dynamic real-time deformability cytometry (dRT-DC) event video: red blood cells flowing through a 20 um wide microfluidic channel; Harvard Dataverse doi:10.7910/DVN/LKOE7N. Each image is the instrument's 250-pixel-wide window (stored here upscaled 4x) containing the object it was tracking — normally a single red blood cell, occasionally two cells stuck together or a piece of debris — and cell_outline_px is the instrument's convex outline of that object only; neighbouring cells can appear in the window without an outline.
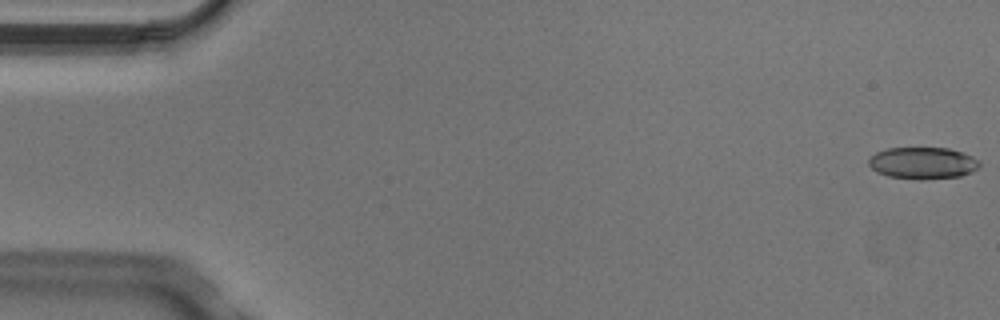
{"species": "Egyptian fruit bat (a non-hibernating species)", "species_latin": "Rousettus aegyptiacus", "temperature_condition": "cold", "stored_images_in_passage": 5, "camera_frame_rate_fps": 3000, "um_per_image_px": 0.085, "animal": {"sex": "male"}, "frame": {"image": 1, "passage_image": 1, "time_ms": 0.0, "image_size_px": [1000, 320], "cell_outline_px": [[980, 168], [972, 172], [960, 176], [920, 180], [888, 176], [876, 172], [868, 164], [868, 160], [876, 152], [888, 148], [948, 148], [972, 156], [980, 160]], "centroid_in_image_um": [78.45, 13.86], "position_along_channel_um": 6.5, "area_um2": 20.63}}
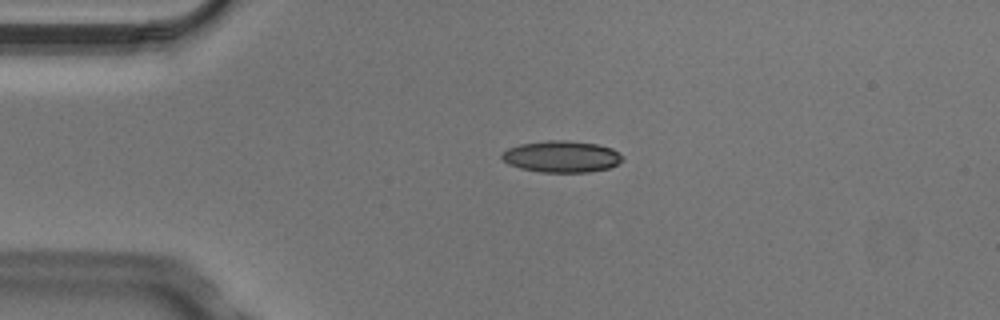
{"frame": {"image": 2, "passage_image": 4, "time_ms": 1.0, "image_size_px": [1000, 320], "cell_outline_px": [[624, 156], [616, 164], [608, 168], [588, 172], [540, 172], [520, 168], [508, 164], [500, 156], [500, 152], [508, 148], [520, 144], [548, 140], [568, 140], [596, 144], [612, 148]], "centroid_in_image_um": [47.69, 13.3], "position_along_channel_um": 37.3, "area_um2": 22.2}}